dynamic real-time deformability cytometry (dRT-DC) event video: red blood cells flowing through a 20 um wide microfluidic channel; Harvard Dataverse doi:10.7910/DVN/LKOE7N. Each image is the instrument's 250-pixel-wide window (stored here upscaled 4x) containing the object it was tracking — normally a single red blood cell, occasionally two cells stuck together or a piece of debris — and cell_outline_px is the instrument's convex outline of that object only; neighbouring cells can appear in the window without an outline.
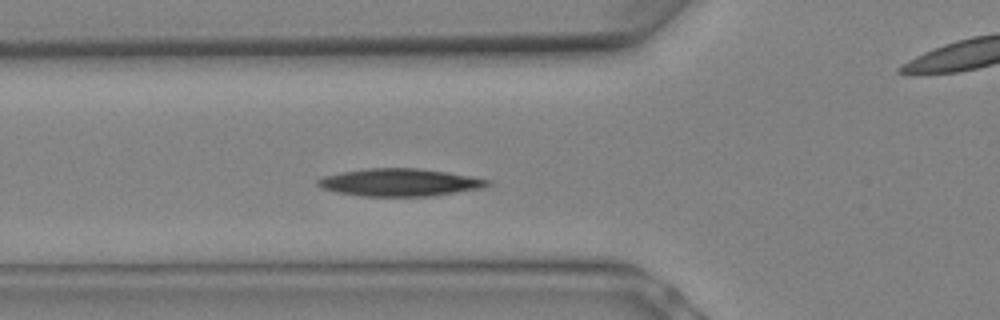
{"species": "Egyptian fruit bat (a non-hibernating species)", "species_latin": "Rousettus aegyptiacus", "temperature_condition": "warm", "stored_images_in_passage": 3, "segment_of_instrument_passage": [1, 2], "camera_frame_rate_fps": 3000, "um_per_image_px": 0.085, "animal": {"sex": "female"}, "frame": {"image": 1, "passage_image": 2, "time_ms": 0.333, "image_size_px": [1000, 320], "cell_outline_px": [[492, 184], [480, 188], [432, 196], [364, 196], [336, 192], [324, 188], [316, 184], [316, 180], [324, 176], [340, 172], [364, 168], [420, 168], [448, 172], [492, 180]], "centroid_in_image_um": [33.98, 15.49], "position_along_channel_um": 91.8, "area_um2": 27.28}}